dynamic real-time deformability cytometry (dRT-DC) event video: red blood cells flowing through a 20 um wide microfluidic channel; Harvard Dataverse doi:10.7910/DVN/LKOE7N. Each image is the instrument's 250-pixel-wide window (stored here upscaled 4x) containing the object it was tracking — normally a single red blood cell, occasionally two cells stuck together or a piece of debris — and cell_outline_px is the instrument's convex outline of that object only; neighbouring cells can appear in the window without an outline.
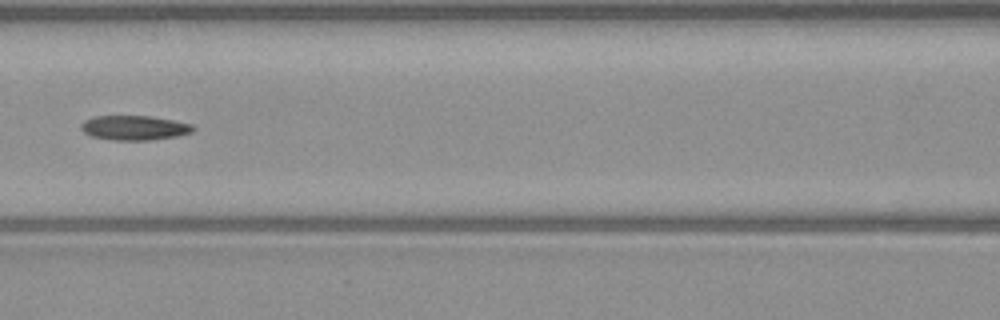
{"species": "common noctule bat (a hibernating species)", "species_latin": "Nyctalus noctula", "temperature_condition": "warm", "stored_images_in_passage": 5, "camera_frame_rate_fps": 3000, "um_per_image_px": 0.085, "animal": {"sex": "male", "body_mass_g": 23.1, "forearm_length_mm": 52.7}, "frame": {"image": 1, "passage_image": 5, "time_ms": 7.333, "image_size_px": [1000, 320], "cell_outline_px": [[196, 128], [192, 132], [176, 136], [148, 140], [112, 140], [92, 136], [84, 132], [80, 128], [80, 124], [84, 120], [92, 116], [152, 116], [192, 124]], "centroid_in_image_um": [11.4, 10.85], "position_along_channel_um": 155.2, "area_um2": 16.07}}